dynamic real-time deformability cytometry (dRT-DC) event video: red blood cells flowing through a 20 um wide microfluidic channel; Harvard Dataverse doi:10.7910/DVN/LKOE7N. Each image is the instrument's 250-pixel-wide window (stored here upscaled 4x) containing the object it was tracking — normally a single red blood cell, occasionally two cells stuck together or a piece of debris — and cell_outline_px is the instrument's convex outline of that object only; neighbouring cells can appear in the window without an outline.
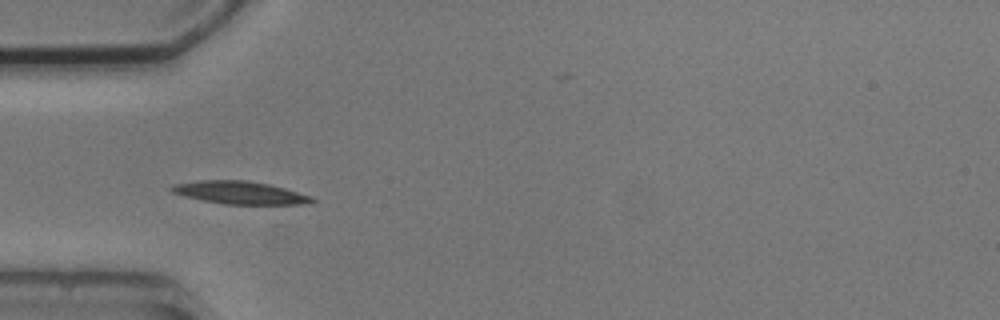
{"species": "common noctule bat (a hibernating species)", "species_latin": "Nyctalus noctula", "temperature_condition": "cold", "stored_images_in_passage": 6, "camera_frame_rate_fps": 3000, "um_per_image_px": 0.085, "animal": {"sex": "male", "body_mass_g": 20.5, "forearm_length_mm": 52.5}, "frame": {"image": 1, "passage_image": 5, "time_ms": 5.0, "image_size_px": [1000, 320], "cell_outline_px": [[316, 200], [300, 204], [224, 204], [184, 196], [172, 192], [168, 188], [176, 184], [196, 180], [248, 180], [268, 184], [284, 188], [312, 196]], "centroid_in_image_um": [20.36, 16.36], "position_along_channel_um": 64.6, "area_um2": 18.44}}